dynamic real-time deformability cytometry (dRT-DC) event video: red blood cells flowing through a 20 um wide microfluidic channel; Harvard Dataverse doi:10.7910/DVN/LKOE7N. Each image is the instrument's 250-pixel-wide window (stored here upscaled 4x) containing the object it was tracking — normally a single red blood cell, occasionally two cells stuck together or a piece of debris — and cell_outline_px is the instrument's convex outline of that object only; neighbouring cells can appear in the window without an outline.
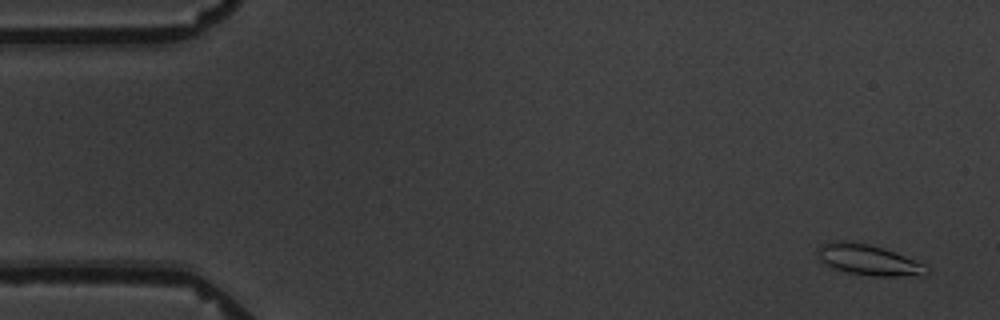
{"species": "common noctule bat (a hibernating species)", "species_latin": "Nyctalus noctula", "temperature_condition": "warm", "stored_images_in_passage": 5, "camera_frame_rate_fps": 3000, "um_per_image_px": 0.085, "animal": {"sex": "male", "body_mass_g": 19.5, "forearm_length_mm": 54.6}, "frame": {"image": 1, "passage_image": 1, "time_ms": 0.0, "image_size_px": [1000, 320], "cell_outline_px": [[932, 272], [924, 276], [872, 276], [848, 272], [836, 268], [820, 260], [816, 248], [820, 244], [832, 240], [848, 240], [868, 244], [884, 248], [924, 264], [932, 268]], "centroid_in_image_um": [73.87, 22.08], "position_along_channel_um": 11.1, "area_um2": 19.71}}
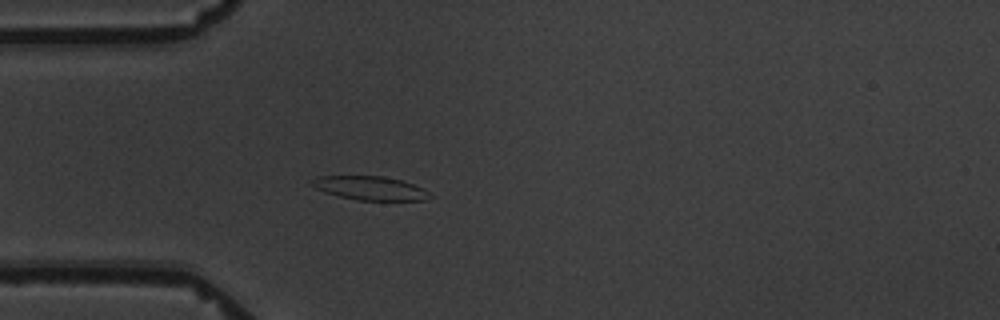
{"frame": {"image": 2, "passage_image": 5, "time_ms": 4.667, "image_size_px": [1000, 320], "cell_outline_px": [[436, 196], [428, 200], [356, 200], [324, 192], [308, 184], [308, 180], [316, 176], [384, 176], [400, 180], [424, 188]], "centroid_in_image_um": [31.46, 15.99], "position_along_channel_um": 53.5, "area_um2": 16.65}}